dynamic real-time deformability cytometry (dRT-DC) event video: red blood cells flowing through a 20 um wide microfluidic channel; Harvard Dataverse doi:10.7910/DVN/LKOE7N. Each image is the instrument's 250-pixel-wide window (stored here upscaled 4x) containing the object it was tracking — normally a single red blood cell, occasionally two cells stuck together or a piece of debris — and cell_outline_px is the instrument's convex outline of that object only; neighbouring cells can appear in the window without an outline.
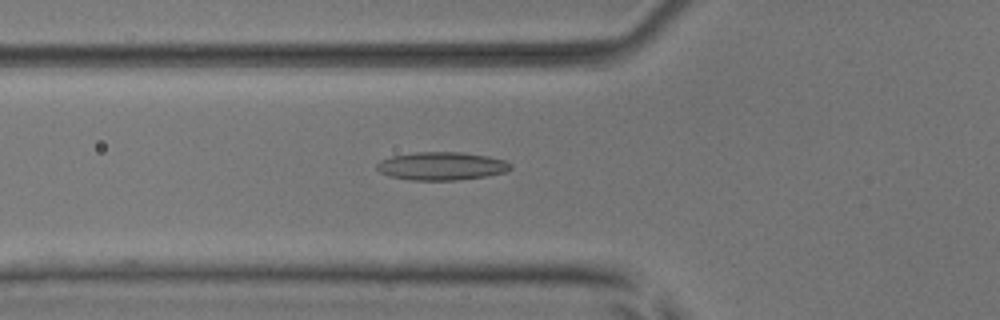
{"species": "common noctule bat (a hibernating species)", "species_latin": "Nyctalus noctula", "temperature_condition": "room temperature", "stored_images_in_passage": 54, "camera_frame_rate_fps": 3000, "um_per_image_px": 0.085, "animal": {"sex": "male", "body_mass_g": 17.9, "forearm_length_mm": 54.2}, "frame": {"image": 1, "passage_image": 20, "time_ms": 6.333, "image_size_px": [1000, 320], "cell_outline_px": [[512, 168], [504, 172], [488, 176], [456, 180], [412, 180], [388, 176], [380, 172], [376, 168], [376, 164], [380, 160], [392, 156], [416, 152], [460, 152], [488, 156], [504, 160], [512, 164]], "centroid_in_image_um": [37.53, 14.11], "position_along_channel_um": 88.3, "area_um2": 21.96}}
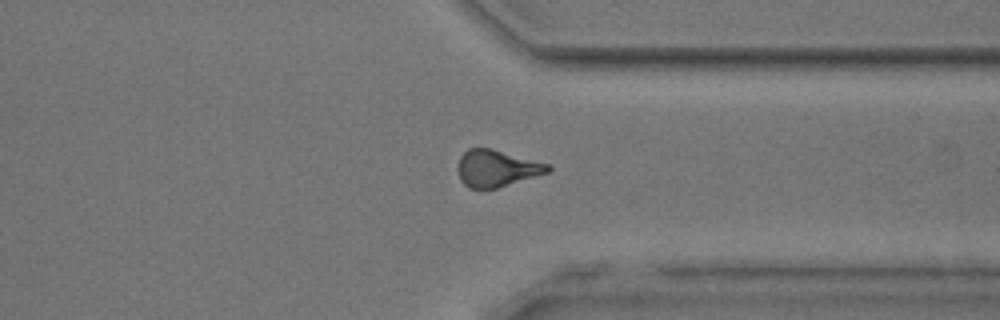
{"frame": {"image": 2, "passage_image": 42, "time_ms": 13.667, "image_size_px": [1000, 320], "cell_outline_px": [[552, 168], [548, 172], [496, 188], [468, 188], [460, 180], [456, 168], [460, 156], [468, 148], [492, 148], [548, 164]], "centroid_in_image_um": [42.16, 14.3], "position_along_channel_um": 369.2, "area_um2": 19.19}}
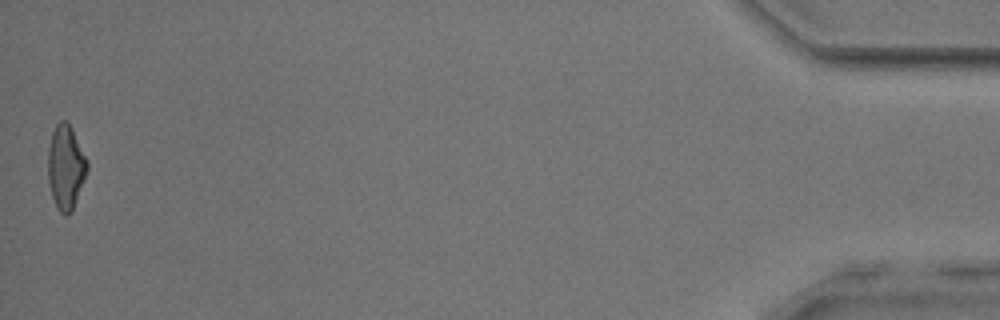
{"frame": {"image": 3, "passage_image": 54, "time_ms": 17.667, "image_size_px": [1000, 320], "cell_outline_px": [[88, 172], [72, 212], [68, 216], [64, 216], [56, 208], [52, 196], [48, 180], [48, 148], [52, 132], [56, 124], [60, 120], [64, 120], [72, 128], [88, 160]], "centroid_in_image_um": [5.6, 14.24], "position_along_channel_um": 429.6, "area_um2": 19.59}, "authors_computed_cell_mechanics": {"area_um2": 19.6809, "velocity_mm_per_s": 3.8431, "shape_relaxation_time_tau1_ms": null, "shape_relaxation_time_tau2_ms": 3.2136, "deformation_change_tau1": null, "deformation_change_tau2": 0.1244}}